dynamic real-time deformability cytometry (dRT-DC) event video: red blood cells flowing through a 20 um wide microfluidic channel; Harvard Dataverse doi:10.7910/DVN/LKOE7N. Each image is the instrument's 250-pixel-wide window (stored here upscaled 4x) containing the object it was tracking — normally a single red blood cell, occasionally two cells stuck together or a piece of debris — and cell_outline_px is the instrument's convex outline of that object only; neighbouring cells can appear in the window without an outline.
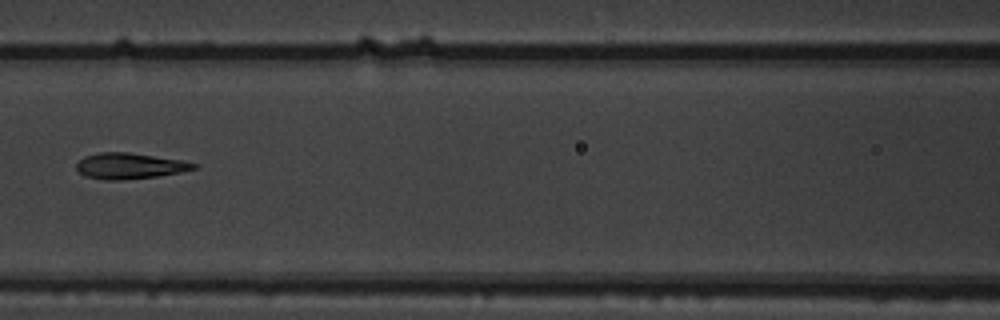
{"species": "common noctule bat (a hibernating species)", "species_latin": "Nyctalus noctula", "temperature_condition": "warm", "stored_images_in_passage": 10, "camera_frame_rate_fps": 3000, "um_per_image_px": 0.085, "animal": {"sex": "male", "body_mass_g": 19.5, "forearm_length_mm": 54.6}, "frame": {"image": 1, "passage_image": 7, "time_ms": 2.0, "image_size_px": [1000, 320], "cell_outline_px": [[196, 168], [180, 172], [156, 176], [120, 180], [104, 180], [84, 176], [76, 168], [76, 164], [84, 156], [100, 152], [128, 152], [180, 160], [196, 164]], "centroid_in_image_um": [10.96, 14.1], "position_along_channel_um": 155.6, "area_um2": 17.46}}
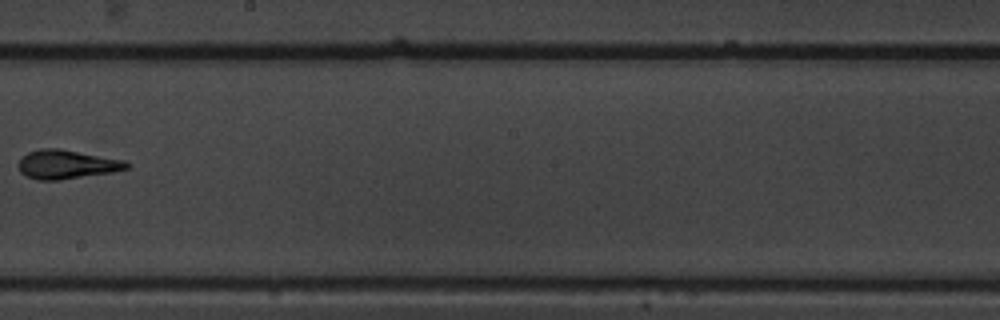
{"frame": {"image": 2, "passage_image": 9, "time_ms": 2.667, "image_size_px": [1000, 320], "cell_outline_px": [[132, 164], [128, 168], [112, 172], [60, 180], [36, 180], [24, 176], [20, 172], [16, 164], [28, 152], [40, 148], [60, 148], [124, 160]], "centroid_in_image_um": [5.64, 13.98], "position_along_channel_um": 242.6, "area_um2": 18.44}}
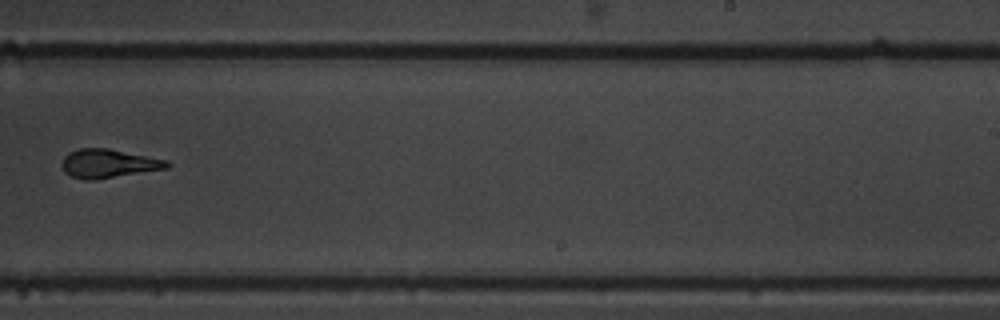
{"frame": {"image": 3, "passage_image": 10, "time_ms": 3.0, "image_size_px": [1000, 320], "cell_outline_px": [[172, 164], [168, 168], [96, 180], [84, 180], [72, 176], [64, 172], [60, 164], [64, 156], [68, 152], [80, 148], [108, 148], [168, 160]], "centroid_in_image_um": [9.21, 13.9], "position_along_channel_um": 279.8, "area_um2": 17.8}}